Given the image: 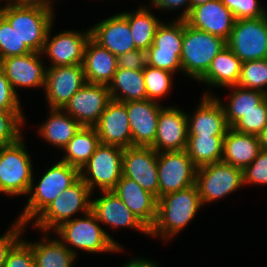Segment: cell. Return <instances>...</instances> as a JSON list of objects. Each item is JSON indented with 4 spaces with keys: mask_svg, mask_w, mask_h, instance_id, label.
Returning a JSON list of instances; mask_svg holds the SVG:
<instances>
[{
    "mask_svg": "<svg viewBox=\"0 0 267 267\" xmlns=\"http://www.w3.org/2000/svg\"><path fill=\"white\" fill-rule=\"evenodd\" d=\"M23 0H0V4L8 2H22Z\"/></svg>",
    "mask_w": 267,
    "mask_h": 267,
    "instance_id": "cell-52",
    "label": "cell"
},
{
    "mask_svg": "<svg viewBox=\"0 0 267 267\" xmlns=\"http://www.w3.org/2000/svg\"><path fill=\"white\" fill-rule=\"evenodd\" d=\"M184 19L170 18L158 26L152 45L146 51L147 65L181 74V49L183 43Z\"/></svg>",
    "mask_w": 267,
    "mask_h": 267,
    "instance_id": "cell-9",
    "label": "cell"
},
{
    "mask_svg": "<svg viewBox=\"0 0 267 267\" xmlns=\"http://www.w3.org/2000/svg\"><path fill=\"white\" fill-rule=\"evenodd\" d=\"M92 191L79 177L30 224L28 228L53 232L64 222L91 211Z\"/></svg>",
    "mask_w": 267,
    "mask_h": 267,
    "instance_id": "cell-6",
    "label": "cell"
},
{
    "mask_svg": "<svg viewBox=\"0 0 267 267\" xmlns=\"http://www.w3.org/2000/svg\"><path fill=\"white\" fill-rule=\"evenodd\" d=\"M225 136H188L186 151L197 166L222 161Z\"/></svg>",
    "mask_w": 267,
    "mask_h": 267,
    "instance_id": "cell-35",
    "label": "cell"
},
{
    "mask_svg": "<svg viewBox=\"0 0 267 267\" xmlns=\"http://www.w3.org/2000/svg\"><path fill=\"white\" fill-rule=\"evenodd\" d=\"M43 60L41 53L30 52L22 56L4 58L0 61V66L14 91L20 95L19 91L23 88V90L38 88L44 91L47 65Z\"/></svg>",
    "mask_w": 267,
    "mask_h": 267,
    "instance_id": "cell-15",
    "label": "cell"
},
{
    "mask_svg": "<svg viewBox=\"0 0 267 267\" xmlns=\"http://www.w3.org/2000/svg\"><path fill=\"white\" fill-rule=\"evenodd\" d=\"M243 183L245 188L267 186V150L261 149L256 159L243 170Z\"/></svg>",
    "mask_w": 267,
    "mask_h": 267,
    "instance_id": "cell-42",
    "label": "cell"
},
{
    "mask_svg": "<svg viewBox=\"0 0 267 267\" xmlns=\"http://www.w3.org/2000/svg\"><path fill=\"white\" fill-rule=\"evenodd\" d=\"M212 0H190V10L197 5H203Z\"/></svg>",
    "mask_w": 267,
    "mask_h": 267,
    "instance_id": "cell-50",
    "label": "cell"
},
{
    "mask_svg": "<svg viewBox=\"0 0 267 267\" xmlns=\"http://www.w3.org/2000/svg\"><path fill=\"white\" fill-rule=\"evenodd\" d=\"M107 85L85 83L62 108L85 127H94L111 101Z\"/></svg>",
    "mask_w": 267,
    "mask_h": 267,
    "instance_id": "cell-18",
    "label": "cell"
},
{
    "mask_svg": "<svg viewBox=\"0 0 267 267\" xmlns=\"http://www.w3.org/2000/svg\"><path fill=\"white\" fill-rule=\"evenodd\" d=\"M95 194V195H94ZM100 194V195H97ZM91 212L100 222L110 239L121 249L125 250L126 246L113 238L110 231L118 229H132L140 235L150 238V230L136 217L130 209L113 191H98L92 194ZM108 227V228H107ZM125 247V248H124Z\"/></svg>",
    "mask_w": 267,
    "mask_h": 267,
    "instance_id": "cell-11",
    "label": "cell"
},
{
    "mask_svg": "<svg viewBox=\"0 0 267 267\" xmlns=\"http://www.w3.org/2000/svg\"><path fill=\"white\" fill-rule=\"evenodd\" d=\"M191 27L228 40L235 24L233 13L221 0L194 6L184 18Z\"/></svg>",
    "mask_w": 267,
    "mask_h": 267,
    "instance_id": "cell-21",
    "label": "cell"
},
{
    "mask_svg": "<svg viewBox=\"0 0 267 267\" xmlns=\"http://www.w3.org/2000/svg\"><path fill=\"white\" fill-rule=\"evenodd\" d=\"M147 3L148 5H153L159 12H164V15L167 12V14H172L173 11L176 12L174 13L176 16L173 15L170 18L184 19L190 13V0H148Z\"/></svg>",
    "mask_w": 267,
    "mask_h": 267,
    "instance_id": "cell-46",
    "label": "cell"
},
{
    "mask_svg": "<svg viewBox=\"0 0 267 267\" xmlns=\"http://www.w3.org/2000/svg\"><path fill=\"white\" fill-rule=\"evenodd\" d=\"M226 45L242 62L267 58V15L236 20Z\"/></svg>",
    "mask_w": 267,
    "mask_h": 267,
    "instance_id": "cell-13",
    "label": "cell"
},
{
    "mask_svg": "<svg viewBox=\"0 0 267 267\" xmlns=\"http://www.w3.org/2000/svg\"><path fill=\"white\" fill-rule=\"evenodd\" d=\"M32 52L21 43L16 31L0 14V61L10 56H22Z\"/></svg>",
    "mask_w": 267,
    "mask_h": 267,
    "instance_id": "cell-39",
    "label": "cell"
},
{
    "mask_svg": "<svg viewBox=\"0 0 267 267\" xmlns=\"http://www.w3.org/2000/svg\"><path fill=\"white\" fill-rule=\"evenodd\" d=\"M195 184L203 207L245 188L243 170L222 161L198 167Z\"/></svg>",
    "mask_w": 267,
    "mask_h": 267,
    "instance_id": "cell-10",
    "label": "cell"
},
{
    "mask_svg": "<svg viewBox=\"0 0 267 267\" xmlns=\"http://www.w3.org/2000/svg\"><path fill=\"white\" fill-rule=\"evenodd\" d=\"M85 83L82 64L47 67L43 91L46 108L62 109Z\"/></svg>",
    "mask_w": 267,
    "mask_h": 267,
    "instance_id": "cell-17",
    "label": "cell"
},
{
    "mask_svg": "<svg viewBox=\"0 0 267 267\" xmlns=\"http://www.w3.org/2000/svg\"><path fill=\"white\" fill-rule=\"evenodd\" d=\"M57 160L54 159V163L51 162L50 166L42 169V173H37L39 175L35 174L37 170L34 169L30 190L26 196L28 199L15 218L23 224L30 226L59 194H62L80 177L77 168L61 161L59 157Z\"/></svg>",
    "mask_w": 267,
    "mask_h": 267,
    "instance_id": "cell-3",
    "label": "cell"
},
{
    "mask_svg": "<svg viewBox=\"0 0 267 267\" xmlns=\"http://www.w3.org/2000/svg\"><path fill=\"white\" fill-rule=\"evenodd\" d=\"M90 29L91 37L117 57L136 49L127 17L120 11L99 19Z\"/></svg>",
    "mask_w": 267,
    "mask_h": 267,
    "instance_id": "cell-22",
    "label": "cell"
},
{
    "mask_svg": "<svg viewBox=\"0 0 267 267\" xmlns=\"http://www.w3.org/2000/svg\"><path fill=\"white\" fill-rule=\"evenodd\" d=\"M158 152L151 146L124 148L122 175L137 182L144 190L159 198Z\"/></svg>",
    "mask_w": 267,
    "mask_h": 267,
    "instance_id": "cell-16",
    "label": "cell"
},
{
    "mask_svg": "<svg viewBox=\"0 0 267 267\" xmlns=\"http://www.w3.org/2000/svg\"><path fill=\"white\" fill-rule=\"evenodd\" d=\"M131 10L121 12L127 17L136 49L147 51L152 45L156 30L163 19L154 14L153 11L157 9L153 5L145 2H141L136 9Z\"/></svg>",
    "mask_w": 267,
    "mask_h": 267,
    "instance_id": "cell-31",
    "label": "cell"
},
{
    "mask_svg": "<svg viewBox=\"0 0 267 267\" xmlns=\"http://www.w3.org/2000/svg\"><path fill=\"white\" fill-rule=\"evenodd\" d=\"M53 233L78 259L81 252L94 256L125 252L110 239L91 211L64 222Z\"/></svg>",
    "mask_w": 267,
    "mask_h": 267,
    "instance_id": "cell-4",
    "label": "cell"
},
{
    "mask_svg": "<svg viewBox=\"0 0 267 267\" xmlns=\"http://www.w3.org/2000/svg\"><path fill=\"white\" fill-rule=\"evenodd\" d=\"M197 168L186 149L158 153L159 197L195 185Z\"/></svg>",
    "mask_w": 267,
    "mask_h": 267,
    "instance_id": "cell-14",
    "label": "cell"
},
{
    "mask_svg": "<svg viewBox=\"0 0 267 267\" xmlns=\"http://www.w3.org/2000/svg\"><path fill=\"white\" fill-rule=\"evenodd\" d=\"M226 41L218 36L195 29L184 19L181 49L182 76L197 81L208 71L214 57L225 48Z\"/></svg>",
    "mask_w": 267,
    "mask_h": 267,
    "instance_id": "cell-7",
    "label": "cell"
},
{
    "mask_svg": "<svg viewBox=\"0 0 267 267\" xmlns=\"http://www.w3.org/2000/svg\"><path fill=\"white\" fill-rule=\"evenodd\" d=\"M196 108L186 111L188 136H226L228 123L223 106L215 96L201 95Z\"/></svg>",
    "mask_w": 267,
    "mask_h": 267,
    "instance_id": "cell-20",
    "label": "cell"
},
{
    "mask_svg": "<svg viewBox=\"0 0 267 267\" xmlns=\"http://www.w3.org/2000/svg\"><path fill=\"white\" fill-rule=\"evenodd\" d=\"M260 150L258 136L240 133L230 127L224 137L222 162L244 170L256 159Z\"/></svg>",
    "mask_w": 267,
    "mask_h": 267,
    "instance_id": "cell-30",
    "label": "cell"
},
{
    "mask_svg": "<svg viewBox=\"0 0 267 267\" xmlns=\"http://www.w3.org/2000/svg\"><path fill=\"white\" fill-rule=\"evenodd\" d=\"M100 143L122 148L132 146V134L124 102L111 100L94 126Z\"/></svg>",
    "mask_w": 267,
    "mask_h": 267,
    "instance_id": "cell-24",
    "label": "cell"
},
{
    "mask_svg": "<svg viewBox=\"0 0 267 267\" xmlns=\"http://www.w3.org/2000/svg\"><path fill=\"white\" fill-rule=\"evenodd\" d=\"M224 90H227L226 92L228 95H226V98H222L221 95H218L219 92H216L214 96L223 106L229 127H232L245 115V113L256 109V106L259 105L266 97V94L263 92L242 88L238 85L222 89L223 92ZM225 99L227 100L225 101Z\"/></svg>",
    "mask_w": 267,
    "mask_h": 267,
    "instance_id": "cell-32",
    "label": "cell"
},
{
    "mask_svg": "<svg viewBox=\"0 0 267 267\" xmlns=\"http://www.w3.org/2000/svg\"><path fill=\"white\" fill-rule=\"evenodd\" d=\"M24 138L14 144L0 146V195L3 197L14 199L21 195L25 198L29 193L35 161Z\"/></svg>",
    "mask_w": 267,
    "mask_h": 267,
    "instance_id": "cell-5",
    "label": "cell"
},
{
    "mask_svg": "<svg viewBox=\"0 0 267 267\" xmlns=\"http://www.w3.org/2000/svg\"><path fill=\"white\" fill-rule=\"evenodd\" d=\"M201 209L203 205L196 184L159 197L150 238L161 240L162 244L173 241L194 222Z\"/></svg>",
    "mask_w": 267,
    "mask_h": 267,
    "instance_id": "cell-1",
    "label": "cell"
},
{
    "mask_svg": "<svg viewBox=\"0 0 267 267\" xmlns=\"http://www.w3.org/2000/svg\"><path fill=\"white\" fill-rule=\"evenodd\" d=\"M39 232V238L23 240L32 248L36 267H75L78 258L55 236L53 232Z\"/></svg>",
    "mask_w": 267,
    "mask_h": 267,
    "instance_id": "cell-28",
    "label": "cell"
},
{
    "mask_svg": "<svg viewBox=\"0 0 267 267\" xmlns=\"http://www.w3.org/2000/svg\"><path fill=\"white\" fill-rule=\"evenodd\" d=\"M100 140L94 127L82 126L67 146L59 152V159L79 171L94 154Z\"/></svg>",
    "mask_w": 267,
    "mask_h": 267,
    "instance_id": "cell-34",
    "label": "cell"
},
{
    "mask_svg": "<svg viewBox=\"0 0 267 267\" xmlns=\"http://www.w3.org/2000/svg\"><path fill=\"white\" fill-rule=\"evenodd\" d=\"M237 85L267 94V58L242 62Z\"/></svg>",
    "mask_w": 267,
    "mask_h": 267,
    "instance_id": "cell-38",
    "label": "cell"
},
{
    "mask_svg": "<svg viewBox=\"0 0 267 267\" xmlns=\"http://www.w3.org/2000/svg\"><path fill=\"white\" fill-rule=\"evenodd\" d=\"M56 8L46 2H8L0 4V14L16 31L21 43L32 52L41 53L48 30L56 22Z\"/></svg>",
    "mask_w": 267,
    "mask_h": 267,
    "instance_id": "cell-2",
    "label": "cell"
},
{
    "mask_svg": "<svg viewBox=\"0 0 267 267\" xmlns=\"http://www.w3.org/2000/svg\"><path fill=\"white\" fill-rule=\"evenodd\" d=\"M132 134V146H151L157 132L158 117L165 105L145 99L125 102Z\"/></svg>",
    "mask_w": 267,
    "mask_h": 267,
    "instance_id": "cell-23",
    "label": "cell"
},
{
    "mask_svg": "<svg viewBox=\"0 0 267 267\" xmlns=\"http://www.w3.org/2000/svg\"><path fill=\"white\" fill-rule=\"evenodd\" d=\"M267 126V105L264 99L256 109L245 113L231 128L240 133L258 136Z\"/></svg>",
    "mask_w": 267,
    "mask_h": 267,
    "instance_id": "cell-40",
    "label": "cell"
},
{
    "mask_svg": "<svg viewBox=\"0 0 267 267\" xmlns=\"http://www.w3.org/2000/svg\"><path fill=\"white\" fill-rule=\"evenodd\" d=\"M113 192L130 211L150 230L157 215V198L134 180L121 176Z\"/></svg>",
    "mask_w": 267,
    "mask_h": 267,
    "instance_id": "cell-26",
    "label": "cell"
},
{
    "mask_svg": "<svg viewBox=\"0 0 267 267\" xmlns=\"http://www.w3.org/2000/svg\"><path fill=\"white\" fill-rule=\"evenodd\" d=\"M260 147L263 150H267V126L258 135Z\"/></svg>",
    "mask_w": 267,
    "mask_h": 267,
    "instance_id": "cell-49",
    "label": "cell"
},
{
    "mask_svg": "<svg viewBox=\"0 0 267 267\" xmlns=\"http://www.w3.org/2000/svg\"><path fill=\"white\" fill-rule=\"evenodd\" d=\"M82 65L87 83L108 86L118 68L117 56L90 37Z\"/></svg>",
    "mask_w": 267,
    "mask_h": 267,
    "instance_id": "cell-29",
    "label": "cell"
},
{
    "mask_svg": "<svg viewBox=\"0 0 267 267\" xmlns=\"http://www.w3.org/2000/svg\"><path fill=\"white\" fill-rule=\"evenodd\" d=\"M140 256L131 257L129 258L131 260H126L124 263L121 264V266L118 267H161V263H159V260H157V262L156 259L153 260L152 258H148L147 256Z\"/></svg>",
    "mask_w": 267,
    "mask_h": 267,
    "instance_id": "cell-48",
    "label": "cell"
},
{
    "mask_svg": "<svg viewBox=\"0 0 267 267\" xmlns=\"http://www.w3.org/2000/svg\"><path fill=\"white\" fill-rule=\"evenodd\" d=\"M112 100L119 102L147 99L143 70L117 68L108 85Z\"/></svg>",
    "mask_w": 267,
    "mask_h": 267,
    "instance_id": "cell-33",
    "label": "cell"
},
{
    "mask_svg": "<svg viewBox=\"0 0 267 267\" xmlns=\"http://www.w3.org/2000/svg\"><path fill=\"white\" fill-rule=\"evenodd\" d=\"M236 20L255 19L267 15V7L260 0H221ZM262 3V4H261Z\"/></svg>",
    "mask_w": 267,
    "mask_h": 267,
    "instance_id": "cell-41",
    "label": "cell"
},
{
    "mask_svg": "<svg viewBox=\"0 0 267 267\" xmlns=\"http://www.w3.org/2000/svg\"><path fill=\"white\" fill-rule=\"evenodd\" d=\"M143 76L147 99L165 104L163 99L166 100L167 96H170L171 92L173 93L176 76L166 70L148 65L143 69Z\"/></svg>",
    "mask_w": 267,
    "mask_h": 267,
    "instance_id": "cell-36",
    "label": "cell"
},
{
    "mask_svg": "<svg viewBox=\"0 0 267 267\" xmlns=\"http://www.w3.org/2000/svg\"><path fill=\"white\" fill-rule=\"evenodd\" d=\"M4 267H36L32 248L21 239L9 252Z\"/></svg>",
    "mask_w": 267,
    "mask_h": 267,
    "instance_id": "cell-45",
    "label": "cell"
},
{
    "mask_svg": "<svg viewBox=\"0 0 267 267\" xmlns=\"http://www.w3.org/2000/svg\"><path fill=\"white\" fill-rule=\"evenodd\" d=\"M241 67L242 61L231 49L228 46L223 48L212 60L208 71L197 81V84L208 88L203 90L201 95L214 96L216 90L219 91L220 88L224 89L237 85Z\"/></svg>",
    "mask_w": 267,
    "mask_h": 267,
    "instance_id": "cell-25",
    "label": "cell"
},
{
    "mask_svg": "<svg viewBox=\"0 0 267 267\" xmlns=\"http://www.w3.org/2000/svg\"><path fill=\"white\" fill-rule=\"evenodd\" d=\"M54 26V23L50 26L41 52L44 61L49 62L47 67L82 64L86 44L91 37L90 27L86 30L63 29L53 34Z\"/></svg>",
    "mask_w": 267,
    "mask_h": 267,
    "instance_id": "cell-12",
    "label": "cell"
},
{
    "mask_svg": "<svg viewBox=\"0 0 267 267\" xmlns=\"http://www.w3.org/2000/svg\"><path fill=\"white\" fill-rule=\"evenodd\" d=\"M8 226L6 231L0 235V267H4L9 252L23 238L28 229V225L17 219L11 221Z\"/></svg>",
    "mask_w": 267,
    "mask_h": 267,
    "instance_id": "cell-43",
    "label": "cell"
},
{
    "mask_svg": "<svg viewBox=\"0 0 267 267\" xmlns=\"http://www.w3.org/2000/svg\"><path fill=\"white\" fill-rule=\"evenodd\" d=\"M23 1H38V2H46V3H50V4H52V5H54L55 6V4H56V6L59 4V1H61L62 2V0H23Z\"/></svg>",
    "mask_w": 267,
    "mask_h": 267,
    "instance_id": "cell-51",
    "label": "cell"
},
{
    "mask_svg": "<svg viewBox=\"0 0 267 267\" xmlns=\"http://www.w3.org/2000/svg\"><path fill=\"white\" fill-rule=\"evenodd\" d=\"M124 148L100 143L79 171L80 178L92 193L113 191L122 176Z\"/></svg>",
    "mask_w": 267,
    "mask_h": 267,
    "instance_id": "cell-8",
    "label": "cell"
},
{
    "mask_svg": "<svg viewBox=\"0 0 267 267\" xmlns=\"http://www.w3.org/2000/svg\"><path fill=\"white\" fill-rule=\"evenodd\" d=\"M118 68L143 70L147 66V53L142 50H132L117 57Z\"/></svg>",
    "mask_w": 267,
    "mask_h": 267,
    "instance_id": "cell-47",
    "label": "cell"
},
{
    "mask_svg": "<svg viewBox=\"0 0 267 267\" xmlns=\"http://www.w3.org/2000/svg\"><path fill=\"white\" fill-rule=\"evenodd\" d=\"M26 118L24 111L0 110V146L14 144L27 135Z\"/></svg>",
    "mask_w": 267,
    "mask_h": 267,
    "instance_id": "cell-37",
    "label": "cell"
},
{
    "mask_svg": "<svg viewBox=\"0 0 267 267\" xmlns=\"http://www.w3.org/2000/svg\"><path fill=\"white\" fill-rule=\"evenodd\" d=\"M23 102L10 85L3 68L0 66V110L23 111Z\"/></svg>",
    "mask_w": 267,
    "mask_h": 267,
    "instance_id": "cell-44",
    "label": "cell"
},
{
    "mask_svg": "<svg viewBox=\"0 0 267 267\" xmlns=\"http://www.w3.org/2000/svg\"><path fill=\"white\" fill-rule=\"evenodd\" d=\"M176 104L166 105L159 114L157 132L151 147L158 153L187 148L188 119L186 111Z\"/></svg>",
    "mask_w": 267,
    "mask_h": 267,
    "instance_id": "cell-19",
    "label": "cell"
},
{
    "mask_svg": "<svg viewBox=\"0 0 267 267\" xmlns=\"http://www.w3.org/2000/svg\"><path fill=\"white\" fill-rule=\"evenodd\" d=\"M45 117L34 131L37 132L35 136L38 135L37 137L45 141L46 145L49 144L62 152L82 125L59 108H47Z\"/></svg>",
    "mask_w": 267,
    "mask_h": 267,
    "instance_id": "cell-27",
    "label": "cell"
}]
</instances>
